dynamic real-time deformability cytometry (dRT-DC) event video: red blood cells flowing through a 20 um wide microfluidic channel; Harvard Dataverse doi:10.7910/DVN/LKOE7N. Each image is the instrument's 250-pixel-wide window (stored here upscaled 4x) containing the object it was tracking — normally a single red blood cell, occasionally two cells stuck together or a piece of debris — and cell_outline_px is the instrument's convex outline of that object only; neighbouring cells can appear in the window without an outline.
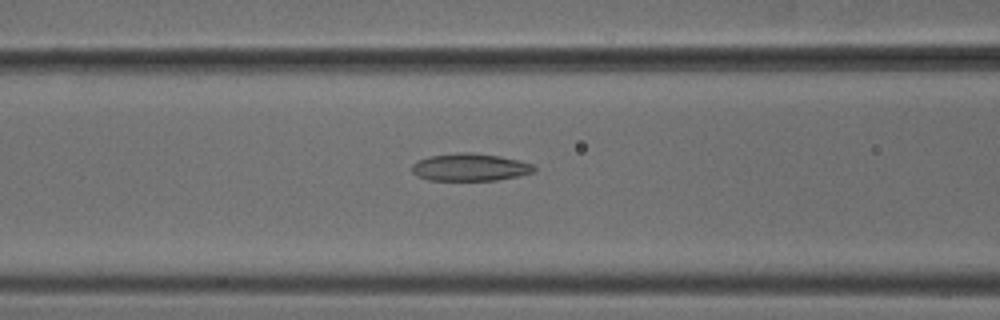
{"species": "common noctule bat (a hibernating species)", "species_latin": "Nyctalus noctula", "temperature_condition": "cold", "stored_images_in_passage": 51, "camera_frame_rate_fps": 3000, "um_per_image_px": 0.085, "animal": {"sex": "male", "body_mass_g": 18.8}, "frame": {"image": 1, "passage_image": 21, "time_ms": 6.667, "image_size_px": [1000, 320], "cell_outline_px": [[536, 168], [532, 172], [520, 176], [496, 180], [428, 180], [416, 176], [412, 172], [412, 164], [416, 160], [428, 156], [456, 152], [472, 152], [500, 156], [532, 164]], "centroid_in_image_um": [39.89, 14.21], "position_along_channel_um": 126.7, "area_um2": 19.71}}
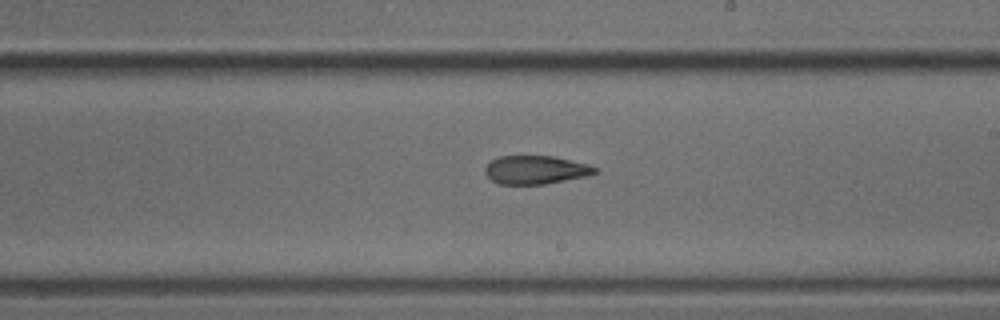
{"frame": {"image": 2, "passage_image": 30, "time_ms": 9.667, "image_size_px": [1000, 320], "cell_outline_px": [[596, 172], [588, 176], [544, 184], [496, 184], [484, 172], [484, 168], [492, 160], [500, 156], [552, 156], [588, 164], [596, 168]], "centroid_in_image_um": [45.51, 14.44], "position_along_channel_um": 243.5, "area_um2": 18.09}}
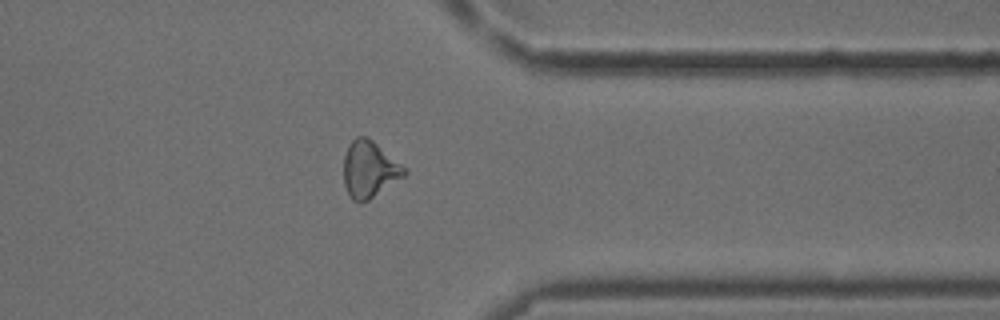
{"frame": {"image": 3, "passage_image": 41, "time_ms": 13.333, "image_size_px": [1000, 320], "cell_outline_px": [[408, 172], [404, 176], [368, 200], [360, 204], [352, 200], [344, 184], [344, 156], [348, 144], [356, 136], [364, 136], [372, 140], [400, 164]], "centroid_in_image_um": [31.36, 14.4], "position_along_channel_um": 380.0, "area_um2": 19.65}, "authors_computed_cell_mechanics": {"area_um2": 19.652, "velocity_mm_per_s": 3.8883, "shape_relaxation_time_tau1_ms": null, "shape_relaxation_time_tau2_ms": 4.2819, "deformation_change_tau1": null, "deformation_change_tau2": 0.1166}}